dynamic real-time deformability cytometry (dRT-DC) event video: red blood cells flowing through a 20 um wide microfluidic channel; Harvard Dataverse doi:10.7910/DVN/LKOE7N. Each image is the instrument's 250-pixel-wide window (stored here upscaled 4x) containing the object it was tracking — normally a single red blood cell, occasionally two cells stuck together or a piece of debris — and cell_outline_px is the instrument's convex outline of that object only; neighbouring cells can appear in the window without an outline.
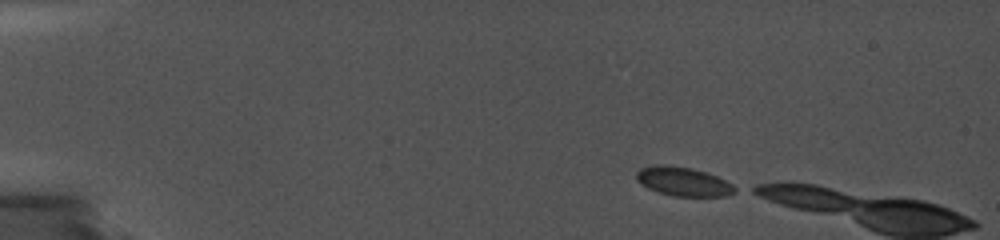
{"species": "common noctule bat (a hibernating species)", "species_latin": "Nyctalus noctula", "temperature_condition": "cold", "stored_images_in_passage": 21, "camera_frame_rate_fps": 5000, "um_per_image_px": 0.085, "animal": {"sex": "female", "body_mass_g": 19.0, "forearm_length_mm": 56.7}, "frame": {"image": 1, "passage_image": 1, "time_ms": 0.0, "image_size_px": [1000, 240], "cell_outline_px": [[740, 188], [736, 192], [724, 196], [672, 196], [648, 188], [636, 180], [636, 172], [640, 168], [656, 164], [660, 164], [688, 168], [704, 172], [716, 176]], "centroid_in_image_um": [58.08, 15.44], "position_along_channel_um": 26.9, "area_um2": 16.47}}